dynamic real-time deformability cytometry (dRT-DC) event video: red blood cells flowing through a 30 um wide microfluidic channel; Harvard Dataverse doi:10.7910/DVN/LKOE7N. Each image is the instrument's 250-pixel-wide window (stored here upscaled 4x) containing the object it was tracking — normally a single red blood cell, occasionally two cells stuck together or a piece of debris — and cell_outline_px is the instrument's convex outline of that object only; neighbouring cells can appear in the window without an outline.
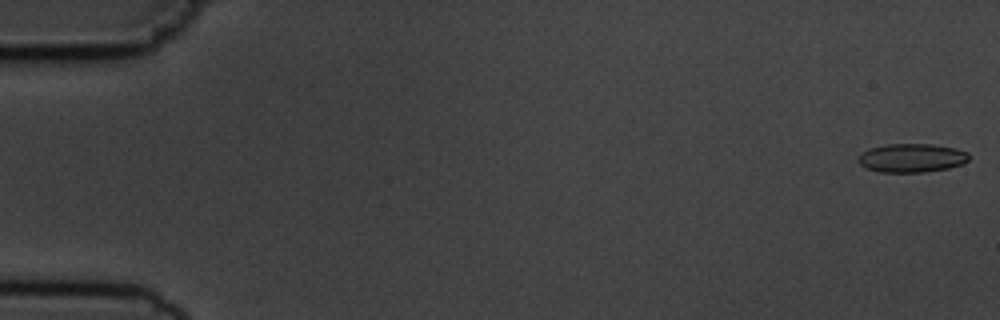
{"species": "common noctule bat (a hibernating species)", "species_latin": "Nyctalus noctula", "temperature_condition": "cold", "stored_images_in_passage": 8, "camera_frame_rate_fps": 3000, "um_per_image_px": 0.085, "animal": {"sex": "male", "body_mass_g": 19.5, "forearm_length_mm": 54.6}, "frame": {"image": 1, "passage_image": 1, "time_ms": 0.0, "image_size_px": [1000, 320], "cell_outline_px": [[968, 160], [964, 164], [948, 168], [924, 172], [880, 172], [868, 168], [860, 164], [860, 152], [868, 148], [888, 144], [932, 144], [956, 148], [968, 152]], "centroid_in_image_um": [77.52, 13.42], "position_along_channel_um": 7.5, "area_um2": 18.5}}
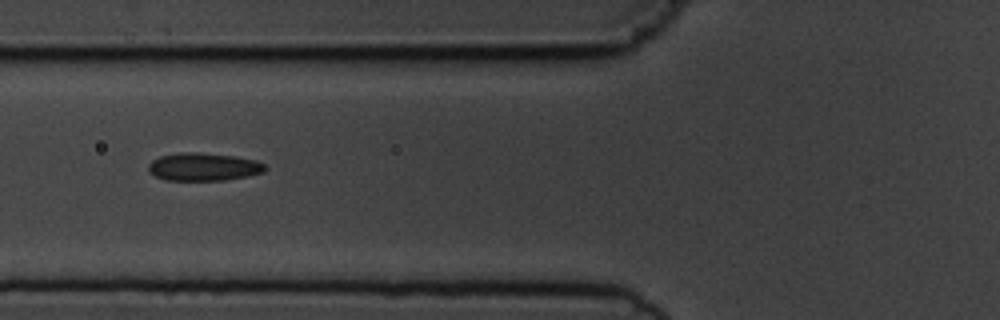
{"frame": {"image": 2, "passage_image": 7, "time_ms": 6.667, "image_size_px": [1000, 320], "cell_outline_px": [[268, 168], [264, 172], [248, 176], [224, 180], [164, 180], [148, 172], [148, 164], [152, 160], [160, 156], [180, 152], [196, 152], [236, 156], [256, 160], [264, 164]], "centroid_in_image_um": [17.3, 14.18], "position_along_channel_um": 108.5, "area_um2": 19.13}}
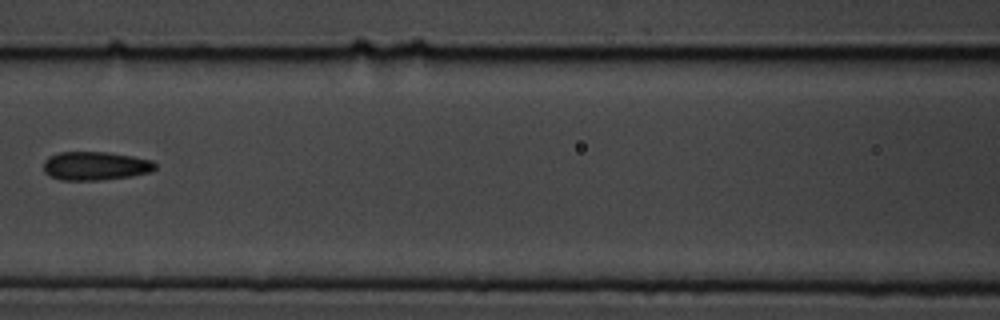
{"frame": {"image": 3, "passage_image": 8, "time_ms": 8.0, "image_size_px": [1000, 320], "cell_outline_px": [[156, 168], [152, 172], [128, 176], [100, 180], [60, 180], [48, 176], [44, 172], [44, 160], [48, 156], [60, 152], [108, 152], [132, 156], [152, 160], [156, 164]], "centroid_in_image_um": [8.08, 14.1], "position_along_channel_um": 158.5, "area_um2": 18.73}}